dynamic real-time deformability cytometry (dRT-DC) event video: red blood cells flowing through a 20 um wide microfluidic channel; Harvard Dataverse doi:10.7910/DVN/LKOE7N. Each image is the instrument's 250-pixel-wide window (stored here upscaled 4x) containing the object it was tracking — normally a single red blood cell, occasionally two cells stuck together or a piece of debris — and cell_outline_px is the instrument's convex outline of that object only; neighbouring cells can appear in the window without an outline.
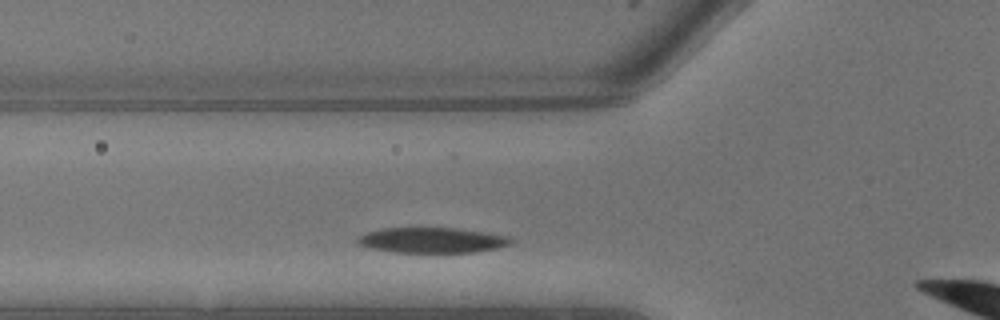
{"species": "common noctule bat (a hibernating species)", "species_latin": "Nyctalus noctula", "temperature_condition": "warm", "stored_images_in_passage": 5, "camera_frame_rate_fps": 3000, "um_per_image_px": 0.085, "animal": {"sex": "male", "body_mass_g": 13.3}, "frame": {"image": 1, "passage_image": 2, "time_ms": 0.333, "image_size_px": [1000, 320], "cell_outline_px": [[512, 240], [508, 244], [496, 248], [476, 252], [392, 252], [368, 248], [360, 244], [356, 240], [360, 236], [368, 232], [384, 228], [456, 228], [508, 236]], "centroid_in_image_um": [36.68, 20.42], "position_along_channel_um": 89.1, "area_um2": 22.31}}